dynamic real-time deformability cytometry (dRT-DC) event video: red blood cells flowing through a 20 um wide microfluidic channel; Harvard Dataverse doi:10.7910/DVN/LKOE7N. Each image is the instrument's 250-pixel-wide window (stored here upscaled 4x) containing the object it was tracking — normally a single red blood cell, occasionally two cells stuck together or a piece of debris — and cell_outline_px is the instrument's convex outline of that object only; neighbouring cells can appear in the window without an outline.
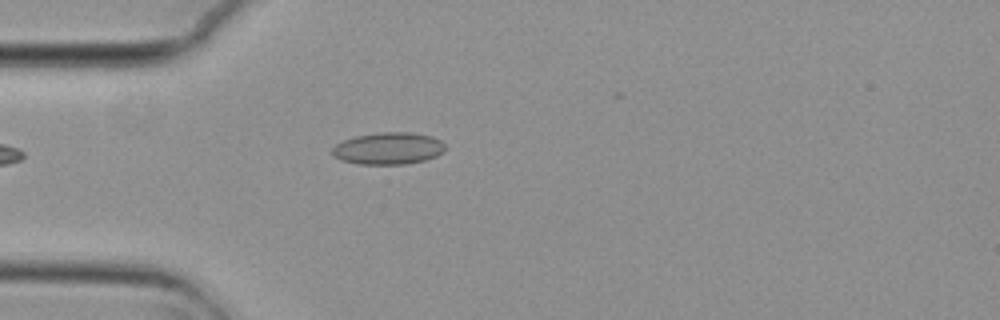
{"species": "common noctule bat (a hibernating species)", "species_latin": "Nyctalus noctula", "temperature_condition": "cold", "stored_images_in_passage": 1, "camera_frame_rate_fps": 3000, "um_per_image_px": 0.085, "animal": {"sex": "female", "body_mass_g": 29.2, "forearm_length_mm": 56.3}, "frame": {"image": 1, "passage_image": 1, "time_ms": 0.0, "image_size_px": [1000, 320], "cell_outline_px": [[444, 152], [436, 156], [424, 160], [404, 164], [360, 164], [340, 160], [332, 152], [332, 148], [336, 144], [344, 140], [356, 136], [380, 132], [412, 132], [432, 136], [440, 140], [444, 144]], "centroid_in_image_um": [33.02, 12.61], "position_along_channel_um": 52.0, "area_um2": 20.98}}